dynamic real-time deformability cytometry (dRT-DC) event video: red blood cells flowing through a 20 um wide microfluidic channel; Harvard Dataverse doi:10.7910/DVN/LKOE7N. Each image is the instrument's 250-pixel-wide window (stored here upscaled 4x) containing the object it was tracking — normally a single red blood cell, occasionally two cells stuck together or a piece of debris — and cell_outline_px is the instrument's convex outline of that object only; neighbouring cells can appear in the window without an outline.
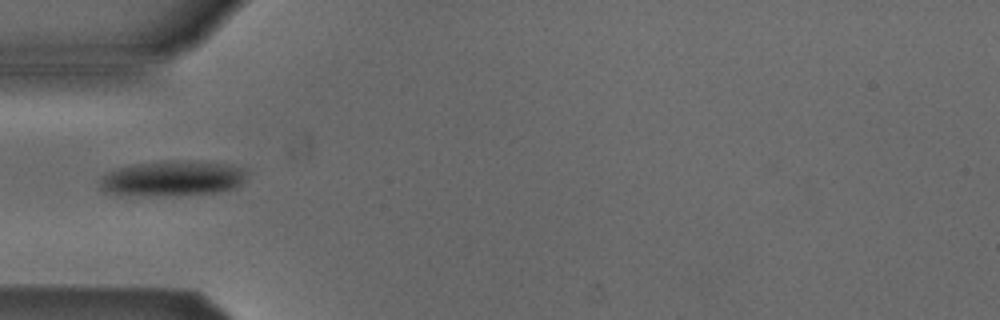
{"species": "Egyptian fruit bat (a non-hibernating species)", "species_latin": "Rousettus aegyptiacus", "temperature_condition": "cold", "stored_images_in_passage": 1, "camera_frame_rate_fps": 3000, "um_per_image_px": 0.085, "animal": {"sex": "male"}, "frame": {"image": 1, "passage_image": 1, "time_ms": 0.0, "image_size_px": [1000, 320], "cell_outline_px": [[248, 176], [236, 188], [220, 192], [180, 196], [120, 196], [104, 192], [100, 184], [100, 180], [108, 172], [120, 168], [140, 164], [164, 160], [200, 160], [228, 164], [248, 168]], "centroid_in_image_um": [14.74, 15.18], "position_along_channel_um": 70.3, "area_um2": 31.27}}